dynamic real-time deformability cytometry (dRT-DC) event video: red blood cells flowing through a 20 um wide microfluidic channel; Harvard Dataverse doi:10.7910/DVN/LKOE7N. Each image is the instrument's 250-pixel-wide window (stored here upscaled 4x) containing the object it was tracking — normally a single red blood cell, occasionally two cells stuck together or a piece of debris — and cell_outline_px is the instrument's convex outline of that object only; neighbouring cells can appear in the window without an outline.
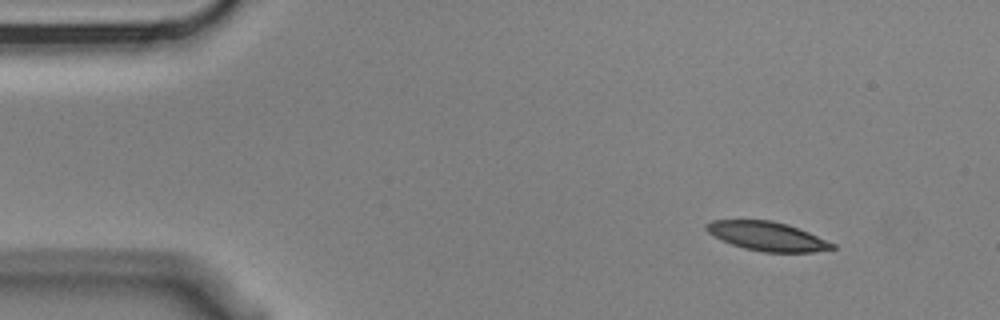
{"species": "Egyptian fruit bat (a non-hibernating species)", "species_latin": "Rousettus aegyptiacus", "temperature_condition": "cold", "stored_images_in_passage": 6, "camera_frame_rate_fps": 3000, "um_per_image_px": 0.085, "animal": {"sex": "male"}, "frame": {"image": 1, "passage_image": 1, "time_ms": 0.0, "image_size_px": [1000, 320], "cell_outline_px": [[836, 248], [812, 252], [764, 252], [744, 248], [720, 240], [712, 236], [704, 228], [704, 224], [712, 220], [772, 220], [788, 224], [808, 232], [836, 244]], "centroid_in_image_um": [65.18, 20.07], "position_along_channel_um": 19.8, "area_um2": 21.39}}
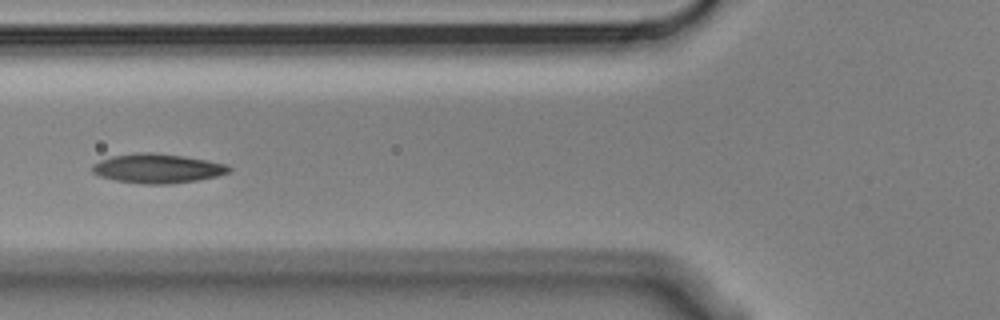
{"frame": {"image": 2, "passage_image": 5, "time_ms": 1.333, "image_size_px": [1000, 320], "cell_outline_px": [[232, 168], [228, 172], [216, 176], [196, 180], [172, 184], [144, 184], [116, 180], [100, 176], [92, 172], [92, 164], [100, 160], [112, 156], [136, 152], [152, 152], [180, 156], [204, 160], [224, 164]], "centroid_in_image_um": [13.33, 14.32], "position_along_channel_um": 112.5, "area_um2": 23.06}}
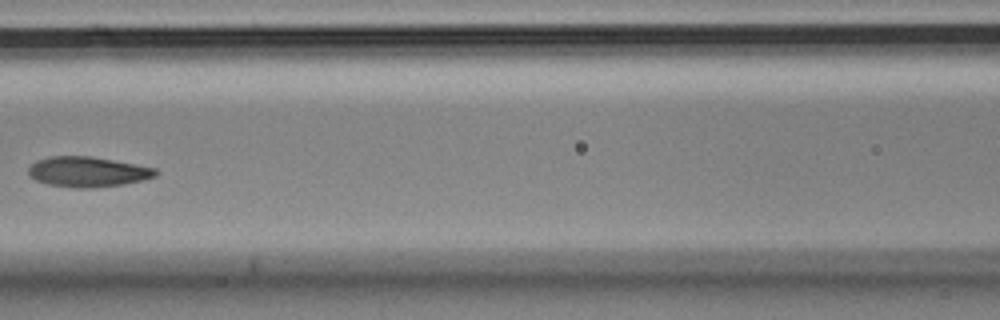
{"frame": {"image": 3, "passage_image": 6, "time_ms": 1.667, "image_size_px": [1000, 320], "cell_outline_px": [[160, 172], [156, 176], [144, 180], [124, 184], [92, 188], [76, 188], [48, 184], [36, 180], [28, 176], [28, 168], [36, 160], [48, 156], [92, 156], [156, 168]], "centroid_in_image_um": [7.46, 14.6], "position_along_channel_um": 159.1, "area_um2": 22.6}}